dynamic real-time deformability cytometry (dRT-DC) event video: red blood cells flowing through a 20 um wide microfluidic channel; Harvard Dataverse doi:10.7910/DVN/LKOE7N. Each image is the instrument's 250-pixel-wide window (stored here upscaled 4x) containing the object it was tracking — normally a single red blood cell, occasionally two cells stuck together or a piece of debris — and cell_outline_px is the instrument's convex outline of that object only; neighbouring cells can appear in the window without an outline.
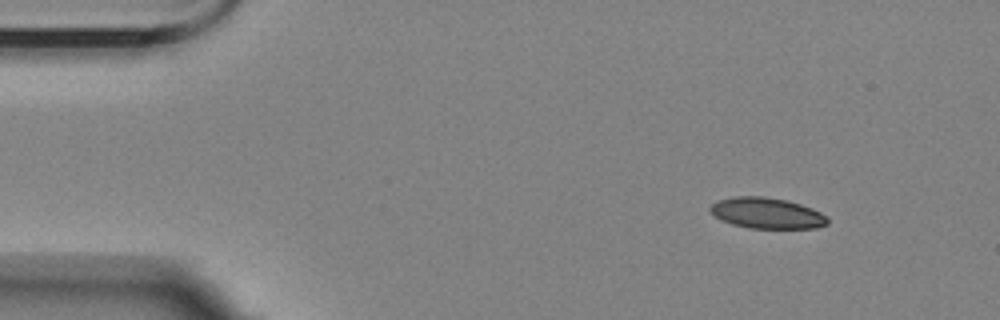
{"species": "Egyptian fruit bat (a non-hibernating species)", "species_latin": "Rousettus aegyptiacus", "temperature_condition": "room temperature", "stored_images_in_passage": 6, "camera_frame_rate_fps": 3000, "um_per_image_px": 0.085, "animal": {"sex": "female"}, "frame": {"image": 1, "passage_image": 1, "time_ms": 0.0, "image_size_px": [1000, 320], "cell_outline_px": [[828, 224], [816, 228], [748, 228], [732, 224], [720, 220], [708, 208], [712, 204], [720, 200], [732, 196], [764, 196], [784, 200], [800, 204], [812, 208], [828, 216]], "centroid_in_image_um": [65.19, 18.12], "position_along_channel_um": 19.8, "area_um2": 21.1}}
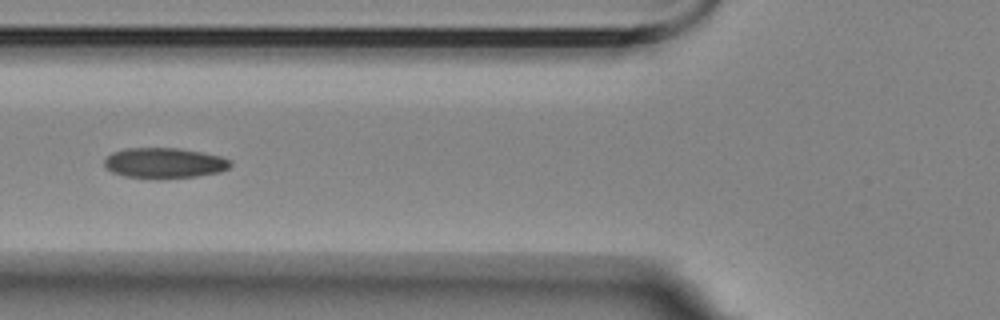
{"frame": {"image": 2, "passage_image": 5, "time_ms": 5.0, "image_size_px": [1000, 320], "cell_outline_px": [[232, 164], [228, 168], [220, 172], [196, 176], [156, 180], [124, 176], [112, 172], [104, 164], [104, 160], [112, 152], [124, 148], [180, 148], [220, 156], [228, 160]], "centroid_in_image_um": [13.94, 13.87], "position_along_channel_um": 111.9, "area_um2": 22.54}}
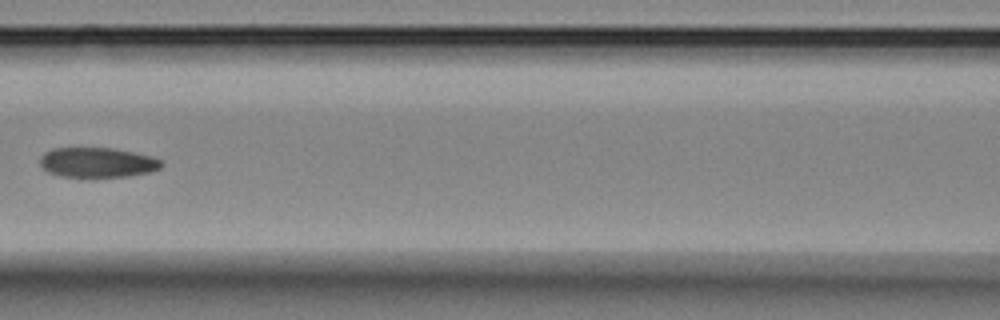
{"frame": {"image": 3, "passage_image": 6, "time_ms": 6.333, "image_size_px": [1000, 320], "cell_outline_px": [[164, 164], [160, 168], [152, 172], [128, 176], [60, 176], [48, 172], [40, 164], [40, 156], [44, 152], [52, 148], [112, 148], [152, 156], [160, 160]], "centroid_in_image_um": [8.28, 13.8], "position_along_channel_um": 158.3, "area_um2": 21.04}}